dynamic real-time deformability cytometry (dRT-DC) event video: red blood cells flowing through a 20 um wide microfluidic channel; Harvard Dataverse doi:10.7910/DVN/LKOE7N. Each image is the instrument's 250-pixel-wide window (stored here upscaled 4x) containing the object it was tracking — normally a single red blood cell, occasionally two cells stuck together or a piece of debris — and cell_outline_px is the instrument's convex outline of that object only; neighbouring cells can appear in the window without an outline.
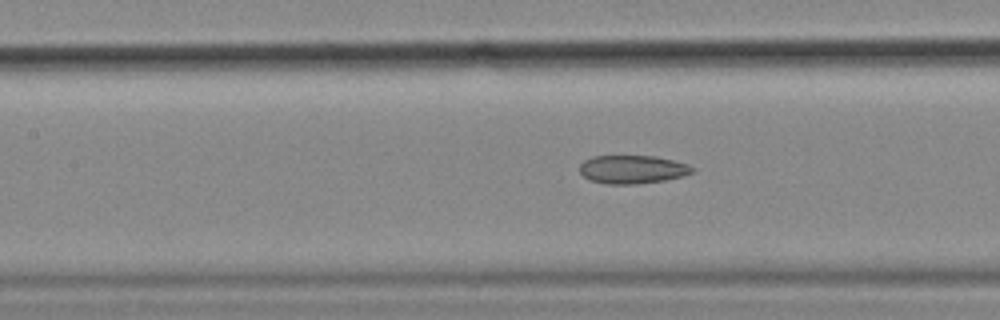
{"species": "common noctule bat (a hibernating species)", "species_latin": "Nyctalus noctula", "temperature_condition": "cold", "stored_images_in_passage": 56, "camera_frame_rate_fps": 3000, "um_per_image_px": 0.085, "animal": {"sex": "female", "body_mass_g": 18.4}, "frame": {"image": 1, "passage_image": 25, "time_ms": 8.0, "image_size_px": [1000, 320], "cell_outline_px": [[696, 168], [692, 172], [684, 176], [664, 180], [636, 184], [608, 184], [588, 180], [580, 172], [580, 164], [584, 160], [592, 156], [656, 156], [676, 160], [688, 164]], "centroid_in_image_um": [53.77, 14.39], "position_along_channel_um": 153.6, "area_um2": 18.79}, "authors_computed_cell_mechanics": {"area_um2": 20.4034, "velocity_mm_per_s": 3.5615, "shape_relaxation_time_tau1_ms": null, "shape_relaxation_time_tau2_ms": 3.5772, "deformation_change_tau1": null, "deformation_change_tau2": 0.1031}}